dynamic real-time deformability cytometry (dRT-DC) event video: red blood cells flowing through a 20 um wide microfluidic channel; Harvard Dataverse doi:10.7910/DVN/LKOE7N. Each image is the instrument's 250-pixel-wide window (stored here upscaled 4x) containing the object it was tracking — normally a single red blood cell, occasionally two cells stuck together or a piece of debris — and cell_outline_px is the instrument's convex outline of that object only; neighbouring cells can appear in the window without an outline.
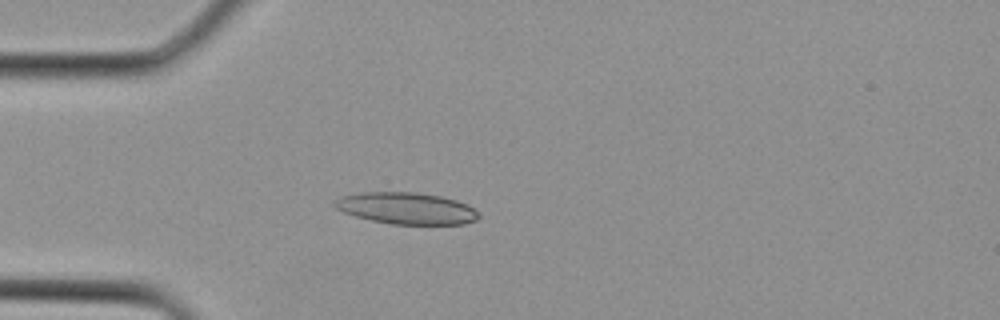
{"species": "Egyptian fruit bat (a non-hibernating species)", "species_latin": "Rousettus aegyptiacus", "temperature_condition": "cold", "stored_images_in_passage": 2, "camera_frame_rate_fps": 3000, "um_per_image_px": 0.085, "animal": {"sex": "female"}, "frame": {"image": 1, "passage_image": 2, "time_ms": 0.333, "image_size_px": [1000, 320], "cell_outline_px": [[480, 216], [476, 220], [464, 224], [392, 224], [372, 220], [356, 216], [344, 212], [336, 208], [332, 204], [332, 200], [340, 196], [360, 192], [416, 192], [440, 196], [456, 200], [468, 204], [480, 212]], "centroid_in_image_um": [34.55, 17.7], "position_along_channel_um": 50.5, "area_um2": 26.76}}